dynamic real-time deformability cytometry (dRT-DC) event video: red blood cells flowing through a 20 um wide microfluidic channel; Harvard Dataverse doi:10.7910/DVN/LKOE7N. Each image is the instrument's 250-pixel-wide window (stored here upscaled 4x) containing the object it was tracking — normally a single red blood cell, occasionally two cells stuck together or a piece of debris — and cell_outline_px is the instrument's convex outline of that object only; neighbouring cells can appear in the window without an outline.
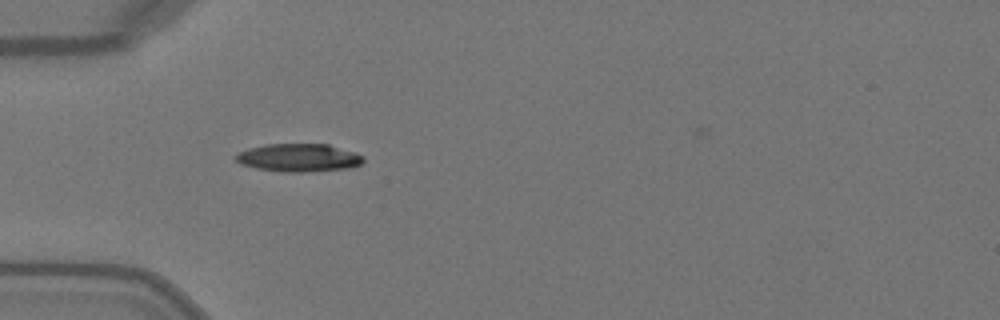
{"species": "Egyptian fruit bat (a non-hibernating species)", "species_latin": "Rousettus aegyptiacus", "temperature_condition": "warm", "stored_images_in_passage": 26, "camera_frame_rate_fps": 3000, "um_per_image_px": 0.085, "animal": {"sex": "female"}, "frame": {"image": 1, "passage_image": 1, "time_ms": 0.0, "image_size_px": [1000, 320], "cell_outline_px": [[364, 160], [360, 164], [352, 168], [300, 172], [284, 172], [256, 168], [240, 164], [232, 156], [248, 148], [264, 144], [328, 144], [356, 152], [364, 156]], "centroid_in_image_um": [25.39, 13.4], "position_along_channel_um": 59.6, "area_um2": 20.98}}
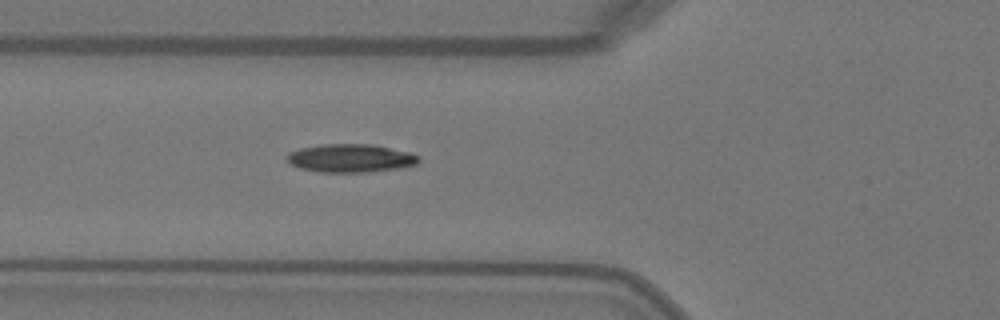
{"frame": {"image": 2, "passage_image": 4, "time_ms": 1.0, "image_size_px": [1000, 320], "cell_outline_px": [[420, 160], [416, 164], [400, 168], [364, 172], [320, 172], [300, 168], [292, 164], [288, 160], [288, 152], [300, 148], [324, 144], [372, 144], [408, 152], [420, 156]], "centroid_in_image_um": [29.81, 13.44], "position_along_channel_um": 96.0, "area_um2": 21.5}}
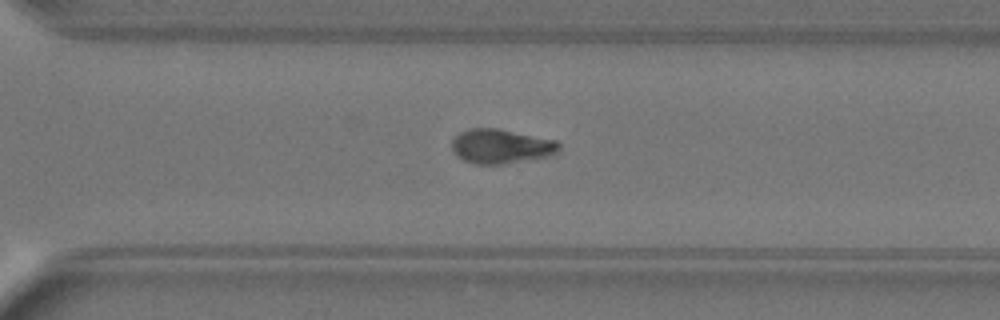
{"frame": {"image": 3, "passage_image": 21, "time_ms": 6.667, "image_size_px": [1000, 320], "cell_outline_px": [[560, 148], [552, 156], [504, 164], [476, 164], [464, 160], [456, 156], [452, 148], [452, 140], [460, 132], [468, 128], [496, 128], [556, 140], [560, 144]], "centroid_in_image_um": [42.59, 12.44], "position_along_channel_um": 328.0, "area_um2": 21.56}, "authors_computed_cell_mechanics": {"area_um2": 21.7039, "velocity_mm_per_s": 4.0938, "shape_relaxation_time_tau1_ms": 4.7565, "shape_relaxation_time_tau2_ms": 9.815, "deformation_change_tau1": 0.1601, "deformation_change_tau2": 0.1178}}